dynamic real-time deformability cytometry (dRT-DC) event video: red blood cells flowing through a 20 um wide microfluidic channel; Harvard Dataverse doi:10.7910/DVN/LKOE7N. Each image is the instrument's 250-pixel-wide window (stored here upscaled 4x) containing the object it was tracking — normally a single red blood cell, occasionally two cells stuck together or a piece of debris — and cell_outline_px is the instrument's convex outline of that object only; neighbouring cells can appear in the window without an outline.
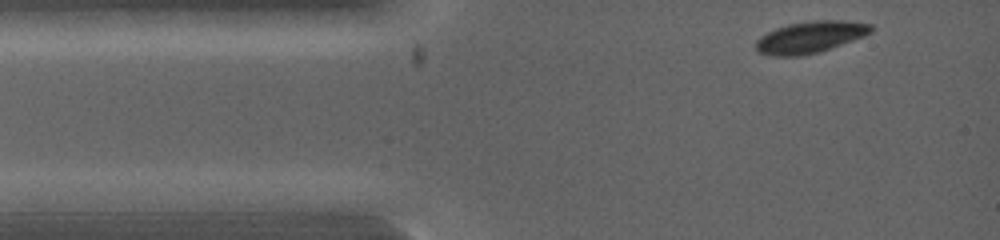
{"species": "common noctule bat (a hibernating species)", "species_latin": "Nyctalus noctula", "temperature_condition": "warm", "stored_images_in_passage": 5, "camera_frame_rate_fps": 5000, "um_per_image_px": 0.085, "animal": {"sex": "female", "body_mass_g": 19.0, "forearm_length_mm": 53.3}, "frame": {"image": 1, "passage_image": 1, "time_ms": 0.0, "image_size_px": [1000, 240], "cell_outline_px": [[872, 32], [864, 36], [820, 52], [800, 56], [772, 56], [760, 52], [756, 48], [756, 40], [760, 36], [776, 28], [788, 24], [812, 20], [840, 20], [872, 24]], "centroid_in_image_um": [68.87, 3.15], "position_along_channel_um": 16.1, "area_um2": 21.21}}
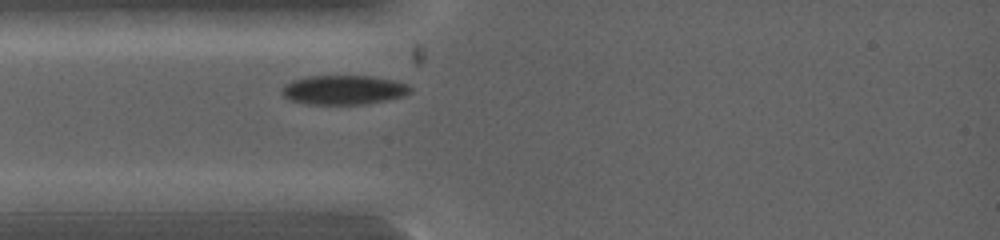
{"frame": {"image": 2, "passage_image": 5, "time_ms": 1.4, "image_size_px": [1000, 240], "cell_outline_px": [[412, 92], [404, 96], [388, 100], [368, 104], [308, 104], [288, 100], [280, 92], [280, 88], [284, 84], [292, 80], [308, 76], [372, 76], [392, 80], [408, 84], [412, 88]], "centroid_in_image_um": [29.2, 7.64], "position_along_channel_um": 55.8, "area_um2": 22.25}}